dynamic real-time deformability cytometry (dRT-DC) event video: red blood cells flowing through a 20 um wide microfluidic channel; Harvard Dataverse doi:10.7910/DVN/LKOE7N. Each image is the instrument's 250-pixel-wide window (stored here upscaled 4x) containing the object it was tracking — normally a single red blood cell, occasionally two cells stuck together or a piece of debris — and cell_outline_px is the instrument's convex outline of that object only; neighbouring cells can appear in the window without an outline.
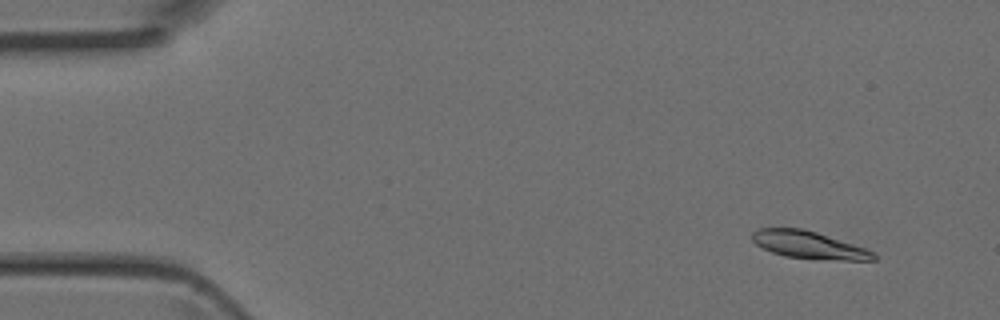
{"species": "Egyptian fruit bat (a non-hibernating species)", "species_latin": "Rousettus aegyptiacus", "temperature_condition": "room temperature", "stored_images_in_passage": 3, "camera_frame_rate_fps": 3000, "um_per_image_px": 0.085, "animal": {"sex": "female"}, "frame": {"image": 1, "passage_image": 1, "time_ms": 0.0, "image_size_px": [1000, 320], "cell_outline_px": [[876, 260], [844, 260], [784, 256], [772, 252], [756, 244], [752, 240], [752, 232], [760, 228], [804, 228], [876, 252]], "centroid_in_image_um": [68.74, 20.81], "position_along_channel_um": 16.3, "area_um2": 19.02}}